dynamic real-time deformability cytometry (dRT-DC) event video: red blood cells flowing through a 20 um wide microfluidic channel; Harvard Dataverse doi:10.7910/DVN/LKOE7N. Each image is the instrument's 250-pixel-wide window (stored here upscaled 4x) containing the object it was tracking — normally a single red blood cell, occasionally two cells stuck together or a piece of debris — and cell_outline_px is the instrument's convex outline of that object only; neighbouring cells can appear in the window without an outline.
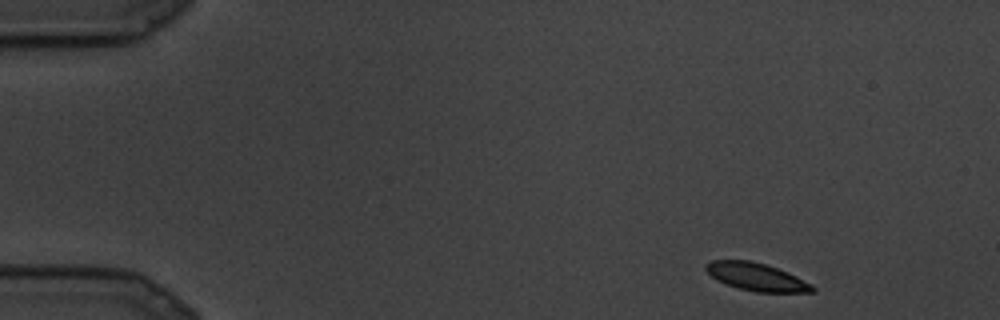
{"species": "common noctule bat (a hibernating species)", "species_latin": "Nyctalus noctula", "temperature_condition": "cold", "stored_images_in_passage": 17, "camera_frame_rate_fps": 3000, "um_per_image_px": 0.085, "animal": {"sex": "male", "body_mass_g": 19.5, "forearm_length_mm": 54.6}, "frame": {"image": 1, "passage_image": 1, "time_ms": 0.0, "image_size_px": [1000, 320], "cell_outline_px": [[816, 292], [756, 292], [740, 288], [716, 280], [704, 268], [704, 264], [708, 260], [752, 260], [788, 272], [812, 284], [816, 288]], "centroid_in_image_um": [64.29, 23.52], "position_along_channel_um": 20.7, "area_um2": 17.22}}
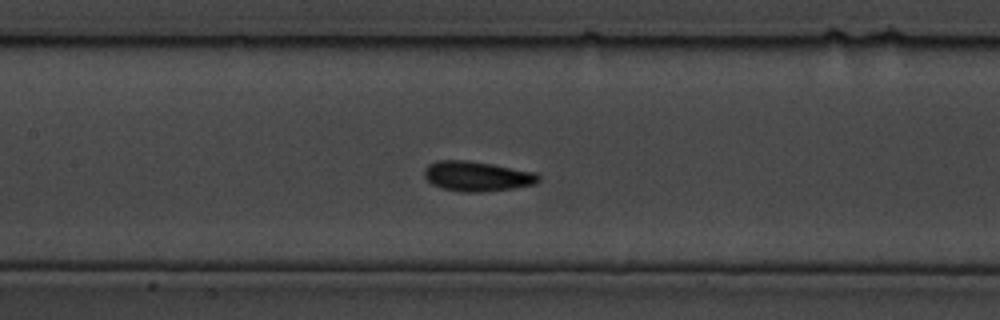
{"frame": {"image": 2, "passage_image": 10, "time_ms": 3.0, "image_size_px": [1000, 320], "cell_outline_px": [[540, 180], [536, 184], [512, 188], [480, 192], [464, 192], [444, 188], [432, 184], [424, 176], [424, 168], [428, 164], [436, 160], [468, 160], [492, 164], [536, 172], [540, 176]], "centroid_in_image_um": [40.55, 14.97], "position_along_channel_um": 166.9, "area_um2": 19.94}}
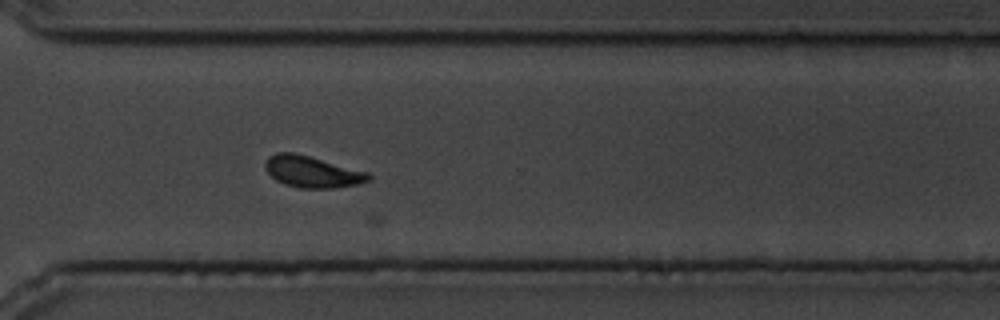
{"frame": {"image": 3, "passage_image": 17, "time_ms": 5.333, "image_size_px": [1000, 320], "cell_outline_px": [[372, 176], [368, 180], [356, 184], [332, 188], [300, 188], [284, 184], [276, 180], [264, 168], [264, 164], [268, 156], [276, 152], [292, 152], [308, 156], [368, 172]], "centroid_in_image_um": [26.48, 14.6], "position_along_channel_um": 344.1, "area_um2": 18.73}}